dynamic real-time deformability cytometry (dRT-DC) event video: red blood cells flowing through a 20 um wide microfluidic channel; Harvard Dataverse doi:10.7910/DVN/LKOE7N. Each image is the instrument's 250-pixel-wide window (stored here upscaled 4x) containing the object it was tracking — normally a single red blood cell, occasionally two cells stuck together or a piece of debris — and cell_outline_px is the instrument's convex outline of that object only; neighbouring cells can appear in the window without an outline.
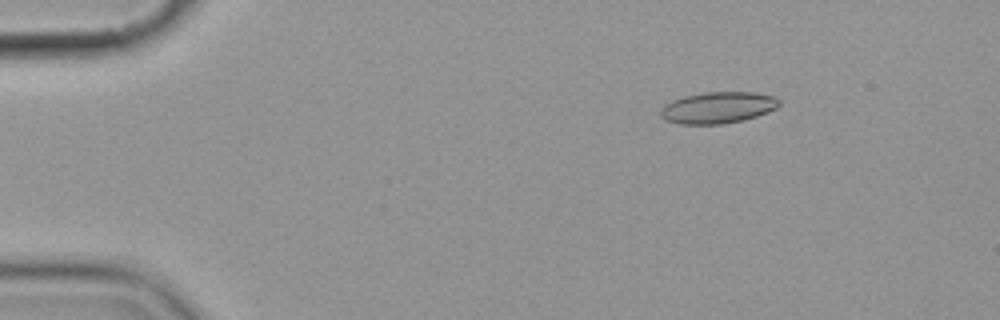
{"species": "common noctule bat (a hibernating species)", "species_latin": "Nyctalus noctula", "temperature_condition": "cold", "stored_images_in_passage": 9, "camera_frame_rate_fps": 3000, "um_per_image_px": 0.085, "animal": {"sex": "female", "body_mass_g": 19.9}, "frame": {"image": 1, "passage_image": 3, "time_ms": 2.333, "image_size_px": [1000, 320], "cell_outline_px": [[780, 104], [776, 108], [768, 112], [744, 120], [720, 124], [680, 124], [664, 120], [660, 116], [660, 108], [664, 104], [672, 100], [684, 96], [704, 92], [756, 92], [772, 96], [780, 100]], "centroid_in_image_um": [60.99, 9.15], "position_along_channel_um": 24.0, "area_um2": 21.91}}
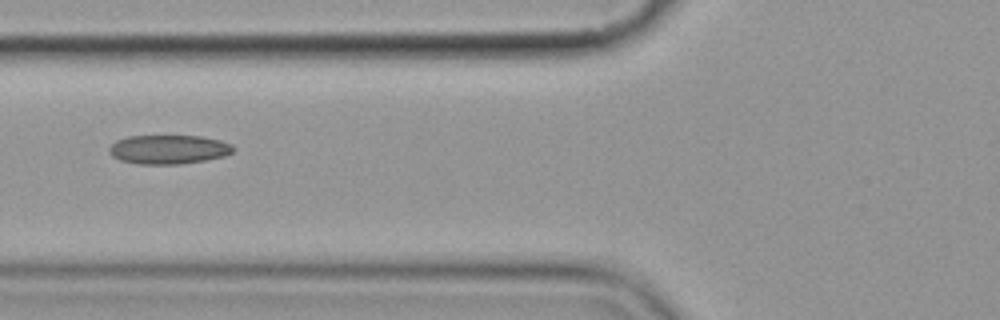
{"frame": {"image": 2, "passage_image": 7, "time_ms": 7.0, "image_size_px": [1000, 320], "cell_outline_px": [[236, 148], [232, 152], [224, 156], [204, 160], [180, 164], [140, 164], [120, 160], [112, 156], [108, 152], [108, 148], [116, 140], [128, 136], [200, 136], [220, 140], [232, 144]], "centroid_in_image_um": [14.32, 12.7], "position_along_channel_um": 111.5, "area_um2": 21.04}}
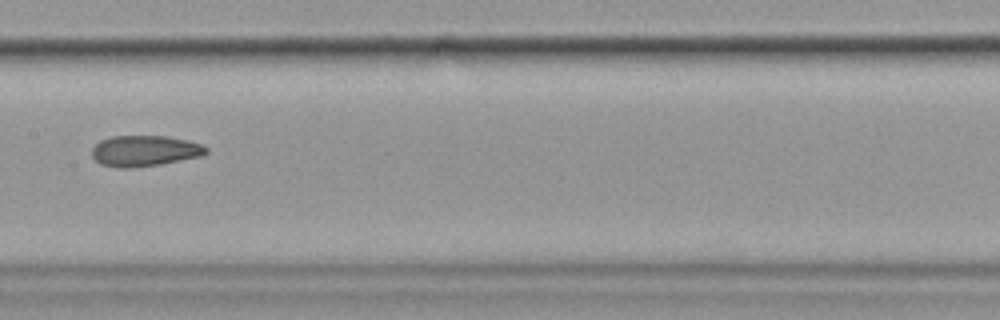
{"frame": {"image": 3, "passage_image": 9, "time_ms": 9.333, "image_size_px": [1000, 320], "cell_outline_px": [[208, 152], [200, 156], [160, 164], [132, 168], [116, 168], [100, 164], [92, 156], [92, 148], [100, 140], [112, 136], [164, 136], [184, 140], [200, 144], [208, 148]], "centroid_in_image_um": [12.24, 12.83], "position_along_channel_um": 195.2, "area_um2": 20.4}}